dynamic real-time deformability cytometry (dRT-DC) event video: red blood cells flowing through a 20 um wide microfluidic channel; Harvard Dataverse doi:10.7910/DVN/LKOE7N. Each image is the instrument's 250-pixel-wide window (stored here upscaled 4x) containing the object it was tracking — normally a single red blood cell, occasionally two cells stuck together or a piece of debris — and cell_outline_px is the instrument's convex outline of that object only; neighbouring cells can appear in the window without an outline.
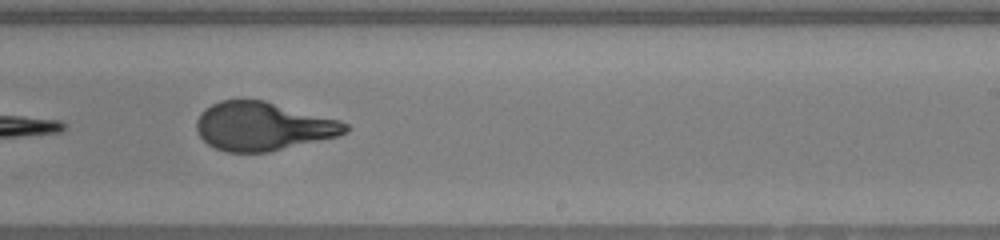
{"species": "human", "species_latin": "Homo sapiens", "temperature_condition": "warm", "stored_images_in_passage": 31, "camera_frame_rate_fps": 3000, "um_per_image_px": 0.085, "donor": {"sex": "female"}, "frame": {"image": 1, "passage_image": 18, "time_ms": 5.667, "image_size_px": [1000, 240], "cell_outline_px": [[348, 132], [336, 136], [268, 152], [228, 152], [216, 148], [208, 144], [196, 132], [196, 120], [200, 112], [204, 108], [220, 100], [264, 100], [340, 120], [348, 124]], "centroid_in_image_um": [22.31, 10.73], "position_along_channel_um": 266.7, "area_um2": 41.91}, "authors_computed_cell_mechanics": {"area_um2": 42.9454, "velocity_mm_per_s": 4.1097, "shape_relaxation_time_tau1_ms": 6.9089, "shape_relaxation_time_tau2_ms": 0.7952, "deformation_change_tau1": 0.3406, "deformation_change_tau2": 0.0885}}